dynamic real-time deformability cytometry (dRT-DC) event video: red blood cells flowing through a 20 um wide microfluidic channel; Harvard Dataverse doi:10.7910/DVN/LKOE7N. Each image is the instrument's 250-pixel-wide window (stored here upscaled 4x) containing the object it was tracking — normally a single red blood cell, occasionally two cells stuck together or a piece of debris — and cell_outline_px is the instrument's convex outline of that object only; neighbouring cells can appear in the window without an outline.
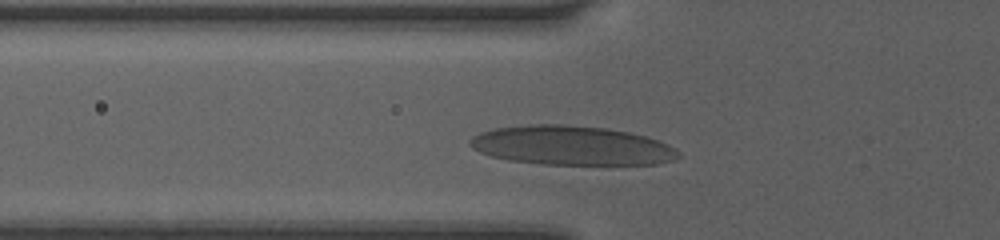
{"species": "human", "species_latin": "Homo sapiens", "temperature_condition": "room temperature", "stored_images_in_passage": 20, "camera_frame_rate_fps": 3000, "um_per_image_px": 0.085, "donor": {"sex": "female"}, "frame": {"image": 1, "passage_image": 3, "time_ms": 0.333, "image_size_px": [1000, 240], "cell_outline_px": [[680, 156], [672, 160], [656, 164], [544, 164], [508, 160], [492, 156], [480, 152], [472, 148], [468, 144], [468, 140], [472, 136], [480, 132], [492, 128], [528, 124], [564, 124], [608, 128], [628, 132], [644, 136], [668, 144], [676, 148], [680, 152]], "centroid_in_image_um": [48.54, 12.36], "position_along_channel_um": 77.3, "area_um2": 47.8}}
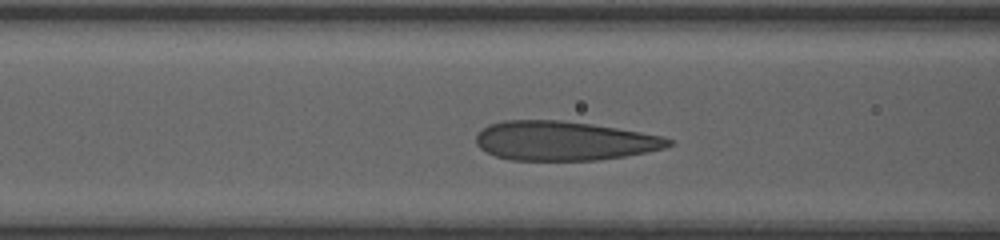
{"frame": {"image": 2, "passage_image": 9, "time_ms": 1.333, "image_size_px": [1000, 240], "cell_outline_px": [[672, 144], [664, 148], [624, 156], [596, 160], [512, 160], [496, 156], [480, 148], [476, 144], [476, 136], [488, 124], [504, 120], [560, 120], [592, 124], [664, 136], [672, 140]], "centroid_in_image_um": [47.92, 11.96], "position_along_channel_um": 118.7, "area_um2": 43.75}}
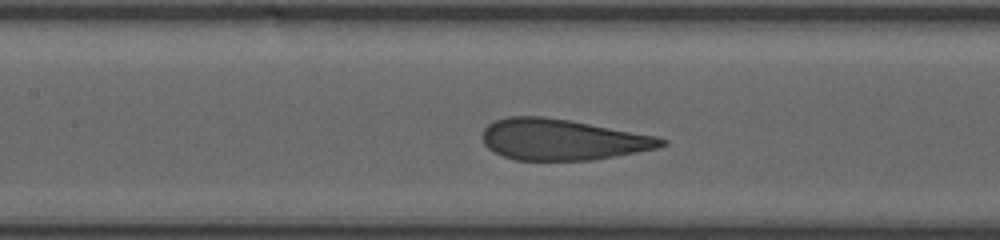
{"frame": {"image": 3, "passage_image": 15, "time_ms": 2.333, "image_size_px": [1000, 240], "cell_outline_px": [[668, 144], [656, 148], [636, 152], [592, 160], [516, 160], [504, 156], [488, 148], [484, 144], [484, 128], [488, 124], [496, 120], [508, 116], [544, 116], [568, 120], [656, 136], [668, 140]], "centroid_in_image_um": [47.8, 11.86], "position_along_channel_um": 159.6, "area_um2": 42.37}}